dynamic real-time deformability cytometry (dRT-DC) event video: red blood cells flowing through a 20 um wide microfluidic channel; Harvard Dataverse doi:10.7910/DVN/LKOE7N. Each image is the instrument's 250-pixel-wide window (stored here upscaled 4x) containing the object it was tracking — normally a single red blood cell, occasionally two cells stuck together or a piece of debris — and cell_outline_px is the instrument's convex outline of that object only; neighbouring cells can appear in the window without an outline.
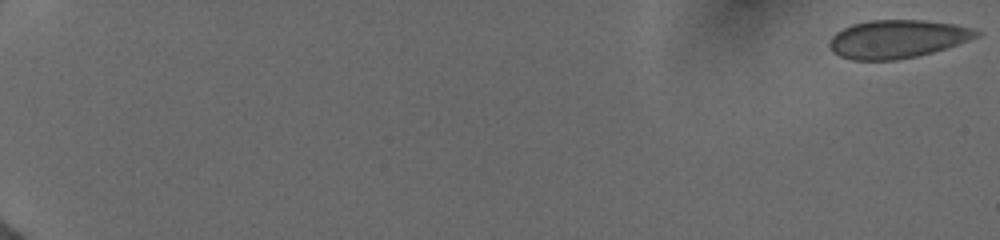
{"species": "human", "species_latin": "Homo sapiens", "temperature_condition": "cold", "stored_images_in_passage": 9, "camera_frame_rate_fps": 3000, "um_per_image_px": 0.085, "donor": {"sex": "female"}, "frame": {"image": 1, "passage_image": 1, "time_ms": 0.0, "image_size_px": [1000, 240], "cell_outline_px": [[984, 32], [980, 36], [948, 48], [916, 56], [896, 60], [852, 60], [840, 56], [832, 52], [828, 44], [832, 36], [836, 32], [852, 24], [868, 20], [924, 20], [956, 24], [976, 28]], "centroid_in_image_um": [76.32, 3.31], "position_along_channel_um": 8.7, "area_um2": 33.12}}
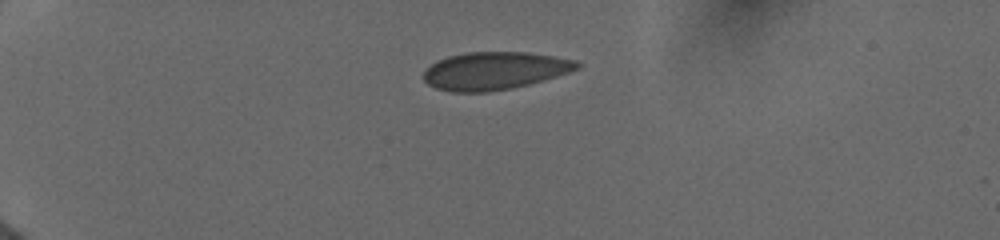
{"frame": {"image": 2, "passage_image": 8, "time_ms": 5.0, "image_size_px": [1000, 240], "cell_outline_px": [[580, 68], [544, 80], [512, 88], [488, 92], [452, 92], [436, 88], [428, 84], [420, 76], [436, 60], [448, 56], [468, 52], [528, 52], [576, 60], [580, 64]], "centroid_in_image_um": [42.01, 6.02], "position_along_channel_um": 43.0, "area_um2": 33.76}}